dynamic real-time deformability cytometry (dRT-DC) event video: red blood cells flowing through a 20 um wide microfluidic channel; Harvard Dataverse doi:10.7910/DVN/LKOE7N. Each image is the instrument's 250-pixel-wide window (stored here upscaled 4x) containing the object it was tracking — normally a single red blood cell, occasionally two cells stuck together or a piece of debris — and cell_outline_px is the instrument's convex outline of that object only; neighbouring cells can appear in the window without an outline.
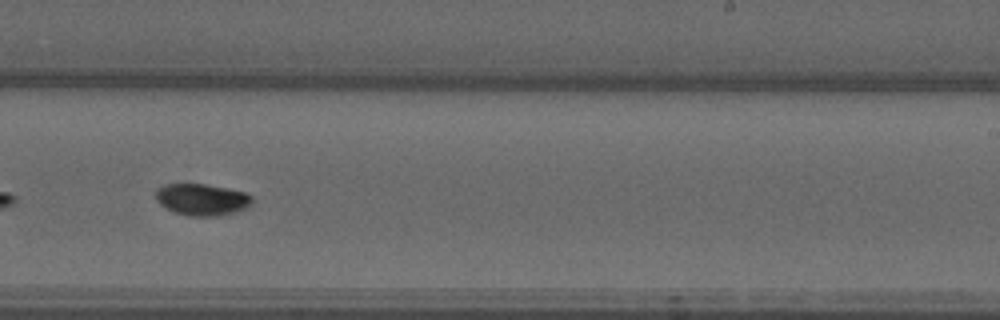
{"species": "common noctule bat (a hibernating species)", "species_latin": "Nyctalus noctula", "temperature_condition": "warm", "stored_images_in_passage": 56, "camera_frame_rate_fps": 3000, "um_per_image_px": 0.085, "animal": {"sex": "male", "forearm_length_mm": 52.5}, "frame": {"image": 1, "passage_image": 34, "time_ms": 11.0, "image_size_px": [1000, 320], "cell_outline_px": [[252, 200], [244, 208], [236, 212], [216, 216], [188, 216], [176, 212], [160, 204], [156, 200], [156, 188], [164, 184], [204, 184], [228, 188], [244, 192], [252, 196]], "centroid_in_image_um": [17.14, 16.95], "position_along_channel_um": 271.9, "area_um2": 17.63}}
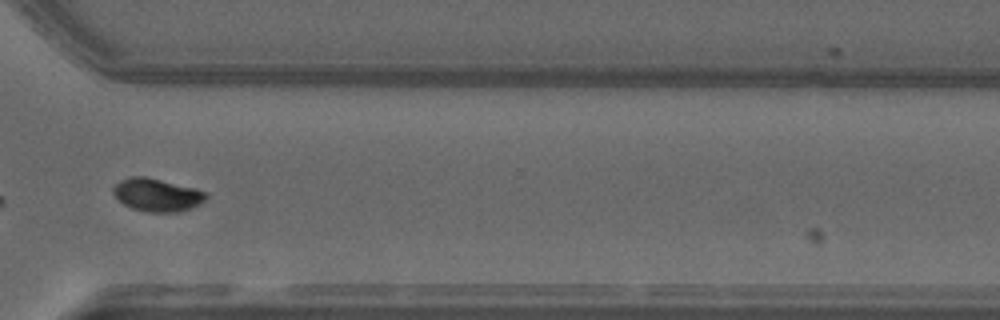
{"frame": {"image": 2, "passage_image": 41, "time_ms": 13.333, "image_size_px": [1000, 320], "cell_outline_px": [[208, 196], [200, 204], [180, 212], [144, 212], [132, 208], [124, 204], [112, 192], [112, 188], [120, 180], [128, 176], [144, 176], [196, 188], [208, 192]], "centroid_in_image_um": [13.36, 16.56], "position_along_channel_um": 357.2, "area_um2": 17.92}}
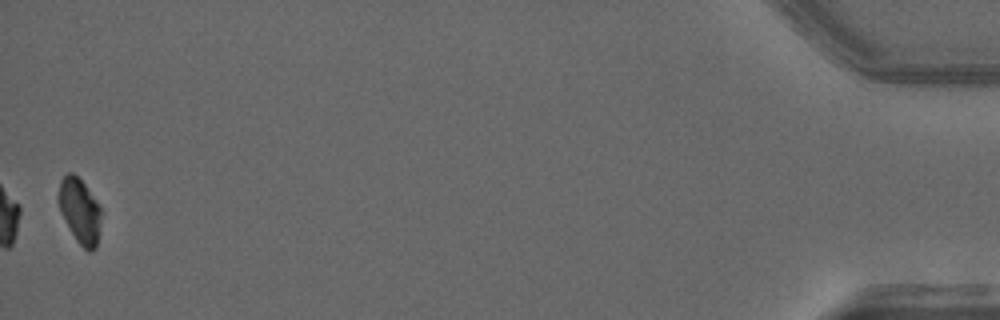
{"frame": {"image": 3, "passage_image": 55, "time_ms": 18.0, "image_size_px": [1000, 320], "cell_outline_px": [[100, 216], [96, 248], [92, 252], [88, 252], [76, 240], [56, 200], [56, 196], [60, 180], [68, 172], [72, 172], [84, 184], [96, 200], [100, 208]], "centroid_in_image_um": [6.75, 17.89], "position_along_channel_um": 428.4, "area_um2": 15.78}, "authors_computed_cell_mechanics": {"area_um2": 17.4556, "velocity_mm_per_s": 3.6514, "shape_relaxation_time_tau1_ms": 6.4639, "shape_relaxation_time_tau2_ms": null, "deformation_change_tau1": 0.1575, "deformation_change_tau2": null}}